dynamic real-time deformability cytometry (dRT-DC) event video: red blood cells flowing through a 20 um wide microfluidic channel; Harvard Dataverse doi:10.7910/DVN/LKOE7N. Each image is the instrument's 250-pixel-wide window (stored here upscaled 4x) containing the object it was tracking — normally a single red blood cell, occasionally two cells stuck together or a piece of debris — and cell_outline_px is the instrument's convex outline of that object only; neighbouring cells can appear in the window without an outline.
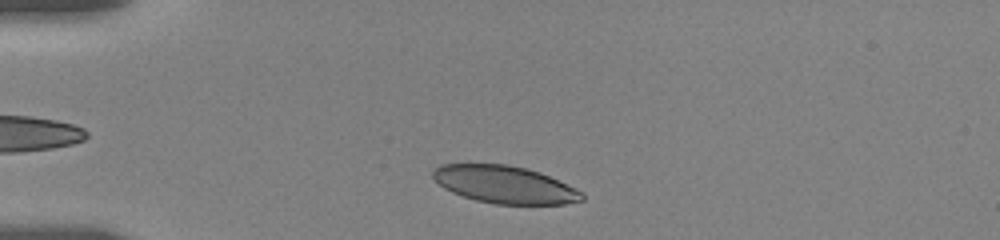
{"species": "human", "species_latin": "Homo sapiens", "temperature_condition": "room temperature", "stored_images_in_passage": 59, "camera_frame_rate_fps": 3000, "um_per_image_px": 0.085, "donor": {"sex": "female"}, "frame": {"image": 1, "passage_image": 3, "time_ms": 0.333, "image_size_px": [1000, 240], "cell_outline_px": [[584, 200], [564, 204], [496, 204], [476, 200], [452, 192], [444, 188], [432, 176], [432, 172], [440, 164], [508, 164], [528, 168], [540, 172], [576, 188], [584, 192]], "centroid_in_image_um": [42.93, 15.68], "position_along_channel_um": 42.1, "area_um2": 32.54}}
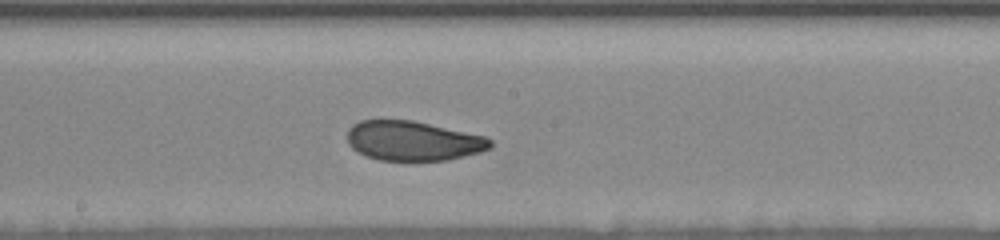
{"frame": {"image": 2, "passage_image": 29, "time_ms": 6.0, "image_size_px": [1000, 240], "cell_outline_px": [[492, 148], [480, 152], [448, 160], [380, 160], [364, 156], [352, 148], [348, 144], [348, 128], [352, 124], [360, 120], [412, 120], [484, 136], [492, 140]], "centroid_in_image_um": [35.09, 11.97], "position_along_channel_um": 213.1, "area_um2": 33.0}}
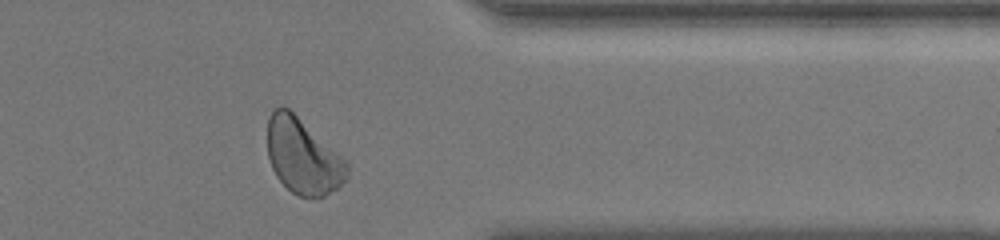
{"frame": {"image": 3, "passage_image": 54, "time_ms": 11.0, "image_size_px": [1000, 240], "cell_outline_px": [[348, 180], [324, 196], [300, 196], [292, 192], [276, 176], [272, 168], [268, 156], [268, 120], [272, 112], [280, 104], [288, 108], [340, 156], [348, 164]], "centroid_in_image_um": [25.73, 13.3], "position_along_channel_um": 385.7, "area_um2": 34.16}, "authors_computed_cell_mechanics": {"area_um2": 34.102, "velocity_mm_per_s": 3.6034, "shape_relaxation_time_tau1_ms": 4.3069, "shape_relaxation_time_tau2_ms": 1.3125, "deformation_change_tau1": 0.1413, "deformation_change_tau2": 0.0663}}